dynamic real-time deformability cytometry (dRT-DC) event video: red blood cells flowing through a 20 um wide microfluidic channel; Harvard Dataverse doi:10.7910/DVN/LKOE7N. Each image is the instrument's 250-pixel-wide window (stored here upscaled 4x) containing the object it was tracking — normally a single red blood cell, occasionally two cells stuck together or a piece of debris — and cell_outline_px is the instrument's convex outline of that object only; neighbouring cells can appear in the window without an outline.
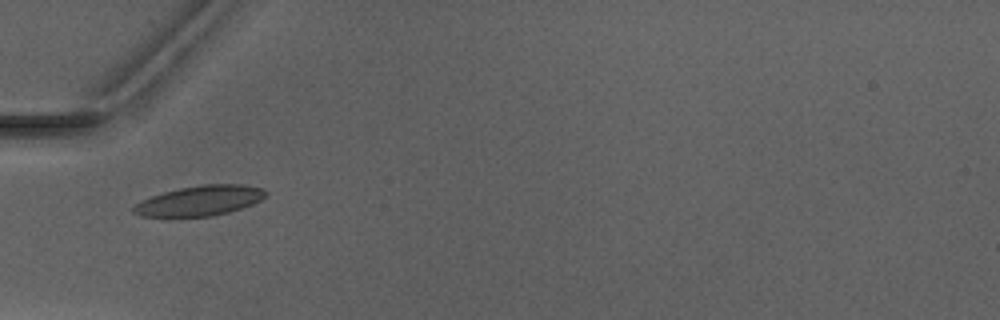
{"species": "Egyptian fruit bat (a non-hibernating species)", "species_latin": "Rousettus aegyptiacus", "temperature_condition": "warm", "stored_images_in_passage": 5, "camera_frame_rate_fps": 3000, "um_per_image_px": 0.085, "animal": {"sex": "male"}, "frame": {"image": 1, "passage_image": 5, "time_ms": 4.667, "image_size_px": [1000, 320], "cell_outline_px": [[268, 192], [260, 200], [252, 204], [228, 212], [212, 216], [140, 216], [132, 212], [132, 208], [140, 200], [164, 192], [180, 188], [204, 184], [244, 184], [264, 188]], "centroid_in_image_um": [16.99, 17.05], "position_along_channel_um": 68.0, "area_um2": 23.0}}